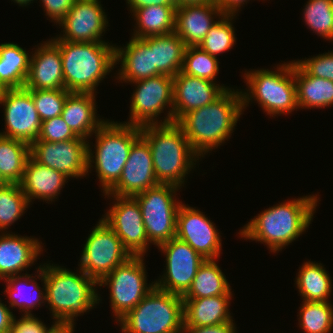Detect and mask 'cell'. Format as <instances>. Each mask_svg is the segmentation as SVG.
<instances>
[{
    "label": "cell",
    "instance_id": "f6af8a7d",
    "mask_svg": "<svg viewBox=\"0 0 333 333\" xmlns=\"http://www.w3.org/2000/svg\"><path fill=\"white\" fill-rule=\"evenodd\" d=\"M42 1L46 16L54 23L59 22L66 16L76 0H40Z\"/></svg>",
    "mask_w": 333,
    "mask_h": 333
},
{
    "label": "cell",
    "instance_id": "d6986e66",
    "mask_svg": "<svg viewBox=\"0 0 333 333\" xmlns=\"http://www.w3.org/2000/svg\"><path fill=\"white\" fill-rule=\"evenodd\" d=\"M159 185L153 168L151 149L140 137L129 152V157L119 180L106 192V195L131 196Z\"/></svg>",
    "mask_w": 333,
    "mask_h": 333
},
{
    "label": "cell",
    "instance_id": "9f6ffc18",
    "mask_svg": "<svg viewBox=\"0 0 333 333\" xmlns=\"http://www.w3.org/2000/svg\"><path fill=\"white\" fill-rule=\"evenodd\" d=\"M2 333H11V330H9V331H6V332H2Z\"/></svg>",
    "mask_w": 333,
    "mask_h": 333
},
{
    "label": "cell",
    "instance_id": "44dd1931",
    "mask_svg": "<svg viewBox=\"0 0 333 333\" xmlns=\"http://www.w3.org/2000/svg\"><path fill=\"white\" fill-rule=\"evenodd\" d=\"M41 44V45H40ZM31 52L27 90L65 89L59 47L51 40L40 43Z\"/></svg>",
    "mask_w": 333,
    "mask_h": 333
},
{
    "label": "cell",
    "instance_id": "8d00e7d4",
    "mask_svg": "<svg viewBox=\"0 0 333 333\" xmlns=\"http://www.w3.org/2000/svg\"><path fill=\"white\" fill-rule=\"evenodd\" d=\"M30 206L20 184L9 183L0 187V232L8 230Z\"/></svg>",
    "mask_w": 333,
    "mask_h": 333
},
{
    "label": "cell",
    "instance_id": "1f68e13d",
    "mask_svg": "<svg viewBox=\"0 0 333 333\" xmlns=\"http://www.w3.org/2000/svg\"><path fill=\"white\" fill-rule=\"evenodd\" d=\"M295 284L303 301L330 302L332 279L322 263L306 261L299 267Z\"/></svg>",
    "mask_w": 333,
    "mask_h": 333
},
{
    "label": "cell",
    "instance_id": "ab89813d",
    "mask_svg": "<svg viewBox=\"0 0 333 333\" xmlns=\"http://www.w3.org/2000/svg\"><path fill=\"white\" fill-rule=\"evenodd\" d=\"M219 58H216L199 46H188L185 50L181 72L190 76L216 82L219 72Z\"/></svg>",
    "mask_w": 333,
    "mask_h": 333
},
{
    "label": "cell",
    "instance_id": "3957f363",
    "mask_svg": "<svg viewBox=\"0 0 333 333\" xmlns=\"http://www.w3.org/2000/svg\"><path fill=\"white\" fill-rule=\"evenodd\" d=\"M78 269L76 273L57 264L42 265L47 308L58 325H75L76 317L102 301L95 287L98 282Z\"/></svg>",
    "mask_w": 333,
    "mask_h": 333
},
{
    "label": "cell",
    "instance_id": "d6a6232c",
    "mask_svg": "<svg viewBox=\"0 0 333 333\" xmlns=\"http://www.w3.org/2000/svg\"><path fill=\"white\" fill-rule=\"evenodd\" d=\"M187 46L175 33L150 37L154 66L164 75L174 77L182 70Z\"/></svg>",
    "mask_w": 333,
    "mask_h": 333
},
{
    "label": "cell",
    "instance_id": "4dcf8cb0",
    "mask_svg": "<svg viewBox=\"0 0 333 333\" xmlns=\"http://www.w3.org/2000/svg\"><path fill=\"white\" fill-rule=\"evenodd\" d=\"M28 51L15 43L0 44V83L5 89L24 88L29 73Z\"/></svg>",
    "mask_w": 333,
    "mask_h": 333
},
{
    "label": "cell",
    "instance_id": "7a4b0ae2",
    "mask_svg": "<svg viewBox=\"0 0 333 333\" xmlns=\"http://www.w3.org/2000/svg\"><path fill=\"white\" fill-rule=\"evenodd\" d=\"M243 114L239 89L226 90L213 103L192 110L176 123L181 127L192 149L203 157L230 139Z\"/></svg>",
    "mask_w": 333,
    "mask_h": 333
},
{
    "label": "cell",
    "instance_id": "277c9868",
    "mask_svg": "<svg viewBox=\"0 0 333 333\" xmlns=\"http://www.w3.org/2000/svg\"><path fill=\"white\" fill-rule=\"evenodd\" d=\"M141 137L151 149L158 183L184 187L186 175L201 157L192 149L181 127L176 122L144 125Z\"/></svg>",
    "mask_w": 333,
    "mask_h": 333
},
{
    "label": "cell",
    "instance_id": "5bb4252c",
    "mask_svg": "<svg viewBox=\"0 0 333 333\" xmlns=\"http://www.w3.org/2000/svg\"><path fill=\"white\" fill-rule=\"evenodd\" d=\"M166 257V269L155 287L183 296L190 288L199 266L206 260L177 237L158 246Z\"/></svg>",
    "mask_w": 333,
    "mask_h": 333
},
{
    "label": "cell",
    "instance_id": "9a60e30c",
    "mask_svg": "<svg viewBox=\"0 0 333 333\" xmlns=\"http://www.w3.org/2000/svg\"><path fill=\"white\" fill-rule=\"evenodd\" d=\"M30 156L69 178H83L88 174V140L82 137L61 142L34 141Z\"/></svg>",
    "mask_w": 333,
    "mask_h": 333
},
{
    "label": "cell",
    "instance_id": "74e56055",
    "mask_svg": "<svg viewBox=\"0 0 333 333\" xmlns=\"http://www.w3.org/2000/svg\"><path fill=\"white\" fill-rule=\"evenodd\" d=\"M235 15H223L211 27L203 41L198 45L203 51L217 58L218 54L232 49L236 43L233 19Z\"/></svg>",
    "mask_w": 333,
    "mask_h": 333
},
{
    "label": "cell",
    "instance_id": "c3c4849f",
    "mask_svg": "<svg viewBox=\"0 0 333 333\" xmlns=\"http://www.w3.org/2000/svg\"><path fill=\"white\" fill-rule=\"evenodd\" d=\"M128 8L132 13L135 9L148 6H176L175 0H126Z\"/></svg>",
    "mask_w": 333,
    "mask_h": 333
},
{
    "label": "cell",
    "instance_id": "836d02e7",
    "mask_svg": "<svg viewBox=\"0 0 333 333\" xmlns=\"http://www.w3.org/2000/svg\"><path fill=\"white\" fill-rule=\"evenodd\" d=\"M231 290L225 274L215 259H206L198 268L196 276L182 299H199L226 295Z\"/></svg>",
    "mask_w": 333,
    "mask_h": 333
},
{
    "label": "cell",
    "instance_id": "7dc6e473",
    "mask_svg": "<svg viewBox=\"0 0 333 333\" xmlns=\"http://www.w3.org/2000/svg\"><path fill=\"white\" fill-rule=\"evenodd\" d=\"M250 0H215L217 6L225 15H235Z\"/></svg>",
    "mask_w": 333,
    "mask_h": 333
},
{
    "label": "cell",
    "instance_id": "cb8c5ba5",
    "mask_svg": "<svg viewBox=\"0 0 333 333\" xmlns=\"http://www.w3.org/2000/svg\"><path fill=\"white\" fill-rule=\"evenodd\" d=\"M224 14L215 1L176 8L174 32L185 45L198 46L218 18ZM214 17L216 21L214 20Z\"/></svg>",
    "mask_w": 333,
    "mask_h": 333
},
{
    "label": "cell",
    "instance_id": "30bf717a",
    "mask_svg": "<svg viewBox=\"0 0 333 333\" xmlns=\"http://www.w3.org/2000/svg\"><path fill=\"white\" fill-rule=\"evenodd\" d=\"M144 256H131L126 262L105 275L98 286L110 289V308L116 322L137 306L155 287L154 282L147 284Z\"/></svg>",
    "mask_w": 333,
    "mask_h": 333
},
{
    "label": "cell",
    "instance_id": "d590c367",
    "mask_svg": "<svg viewBox=\"0 0 333 333\" xmlns=\"http://www.w3.org/2000/svg\"><path fill=\"white\" fill-rule=\"evenodd\" d=\"M299 327L304 333H331L333 329V304L330 302L302 301Z\"/></svg>",
    "mask_w": 333,
    "mask_h": 333
},
{
    "label": "cell",
    "instance_id": "9c48e42d",
    "mask_svg": "<svg viewBox=\"0 0 333 333\" xmlns=\"http://www.w3.org/2000/svg\"><path fill=\"white\" fill-rule=\"evenodd\" d=\"M179 189L172 184H159L134 196L141 209L148 241L157 247L176 237V217L182 204L176 199Z\"/></svg>",
    "mask_w": 333,
    "mask_h": 333
},
{
    "label": "cell",
    "instance_id": "7bdbcfd3",
    "mask_svg": "<svg viewBox=\"0 0 333 333\" xmlns=\"http://www.w3.org/2000/svg\"><path fill=\"white\" fill-rule=\"evenodd\" d=\"M296 62L311 76L333 81V51Z\"/></svg>",
    "mask_w": 333,
    "mask_h": 333
},
{
    "label": "cell",
    "instance_id": "52a82bcc",
    "mask_svg": "<svg viewBox=\"0 0 333 333\" xmlns=\"http://www.w3.org/2000/svg\"><path fill=\"white\" fill-rule=\"evenodd\" d=\"M276 70L258 69L244 73L246 91L241 90L243 112L249 102L257 101L262 110L273 118L299 109L294 78V60L284 62Z\"/></svg>",
    "mask_w": 333,
    "mask_h": 333
},
{
    "label": "cell",
    "instance_id": "ba28073f",
    "mask_svg": "<svg viewBox=\"0 0 333 333\" xmlns=\"http://www.w3.org/2000/svg\"><path fill=\"white\" fill-rule=\"evenodd\" d=\"M117 323L122 333H183L184 301L154 287Z\"/></svg>",
    "mask_w": 333,
    "mask_h": 333
},
{
    "label": "cell",
    "instance_id": "e0dca14e",
    "mask_svg": "<svg viewBox=\"0 0 333 333\" xmlns=\"http://www.w3.org/2000/svg\"><path fill=\"white\" fill-rule=\"evenodd\" d=\"M181 204L176 217V237L186 242L205 259H218L222 250L221 235L203 212Z\"/></svg>",
    "mask_w": 333,
    "mask_h": 333
},
{
    "label": "cell",
    "instance_id": "ee69618b",
    "mask_svg": "<svg viewBox=\"0 0 333 333\" xmlns=\"http://www.w3.org/2000/svg\"><path fill=\"white\" fill-rule=\"evenodd\" d=\"M34 316L21 315L20 319L14 317L11 333H51L58 325L56 322H53L51 327H47L41 319L39 320L38 317Z\"/></svg>",
    "mask_w": 333,
    "mask_h": 333
},
{
    "label": "cell",
    "instance_id": "83f0119b",
    "mask_svg": "<svg viewBox=\"0 0 333 333\" xmlns=\"http://www.w3.org/2000/svg\"><path fill=\"white\" fill-rule=\"evenodd\" d=\"M37 275L33 278L30 274L22 273V275H16L6 278V290L4 293L8 295L9 307H17L23 316H31L32 309L40 307L42 303L46 304V292H45V281L44 271L42 265L37 269ZM43 282L44 285L41 290L39 284L35 281L37 278ZM44 290V292H43Z\"/></svg>",
    "mask_w": 333,
    "mask_h": 333
},
{
    "label": "cell",
    "instance_id": "816d5d0a",
    "mask_svg": "<svg viewBox=\"0 0 333 333\" xmlns=\"http://www.w3.org/2000/svg\"><path fill=\"white\" fill-rule=\"evenodd\" d=\"M75 325H57L51 333H74Z\"/></svg>",
    "mask_w": 333,
    "mask_h": 333
},
{
    "label": "cell",
    "instance_id": "681fc988",
    "mask_svg": "<svg viewBox=\"0 0 333 333\" xmlns=\"http://www.w3.org/2000/svg\"><path fill=\"white\" fill-rule=\"evenodd\" d=\"M15 315L0 299V333L11 330Z\"/></svg>",
    "mask_w": 333,
    "mask_h": 333
},
{
    "label": "cell",
    "instance_id": "f1b7e54d",
    "mask_svg": "<svg viewBox=\"0 0 333 333\" xmlns=\"http://www.w3.org/2000/svg\"><path fill=\"white\" fill-rule=\"evenodd\" d=\"M294 78L299 109L333 107V81L309 75L295 60Z\"/></svg>",
    "mask_w": 333,
    "mask_h": 333
},
{
    "label": "cell",
    "instance_id": "f5cc1de1",
    "mask_svg": "<svg viewBox=\"0 0 333 333\" xmlns=\"http://www.w3.org/2000/svg\"><path fill=\"white\" fill-rule=\"evenodd\" d=\"M14 3H17L19 6L26 7L30 5L34 0H12ZM32 1V2H31Z\"/></svg>",
    "mask_w": 333,
    "mask_h": 333
},
{
    "label": "cell",
    "instance_id": "603a6c76",
    "mask_svg": "<svg viewBox=\"0 0 333 333\" xmlns=\"http://www.w3.org/2000/svg\"><path fill=\"white\" fill-rule=\"evenodd\" d=\"M117 62L121 64L117 73L120 82L132 83L162 74L154 66L150 37H131L125 46H115V65Z\"/></svg>",
    "mask_w": 333,
    "mask_h": 333
},
{
    "label": "cell",
    "instance_id": "4316f807",
    "mask_svg": "<svg viewBox=\"0 0 333 333\" xmlns=\"http://www.w3.org/2000/svg\"><path fill=\"white\" fill-rule=\"evenodd\" d=\"M232 295L230 290L226 295L183 299L184 326H213L233 320L229 311Z\"/></svg>",
    "mask_w": 333,
    "mask_h": 333
},
{
    "label": "cell",
    "instance_id": "ffe728a7",
    "mask_svg": "<svg viewBox=\"0 0 333 333\" xmlns=\"http://www.w3.org/2000/svg\"><path fill=\"white\" fill-rule=\"evenodd\" d=\"M228 89L231 88L224 84L219 85L180 71L173 77V122L192 110L213 103Z\"/></svg>",
    "mask_w": 333,
    "mask_h": 333
},
{
    "label": "cell",
    "instance_id": "d4e9b609",
    "mask_svg": "<svg viewBox=\"0 0 333 333\" xmlns=\"http://www.w3.org/2000/svg\"><path fill=\"white\" fill-rule=\"evenodd\" d=\"M69 179L62 172L42 165L29 156L19 184L29 204L32 203V199L49 203L58 198Z\"/></svg>",
    "mask_w": 333,
    "mask_h": 333
},
{
    "label": "cell",
    "instance_id": "f35d334b",
    "mask_svg": "<svg viewBox=\"0 0 333 333\" xmlns=\"http://www.w3.org/2000/svg\"><path fill=\"white\" fill-rule=\"evenodd\" d=\"M303 15L313 33L333 41V0H308Z\"/></svg>",
    "mask_w": 333,
    "mask_h": 333
},
{
    "label": "cell",
    "instance_id": "7402d4cb",
    "mask_svg": "<svg viewBox=\"0 0 333 333\" xmlns=\"http://www.w3.org/2000/svg\"><path fill=\"white\" fill-rule=\"evenodd\" d=\"M38 238L21 236L10 232L0 234V280L21 275L22 271L37 261L43 252Z\"/></svg>",
    "mask_w": 333,
    "mask_h": 333
},
{
    "label": "cell",
    "instance_id": "f907efd6",
    "mask_svg": "<svg viewBox=\"0 0 333 333\" xmlns=\"http://www.w3.org/2000/svg\"><path fill=\"white\" fill-rule=\"evenodd\" d=\"M212 1L215 0H175L177 7H181L184 5L205 4V3H210Z\"/></svg>",
    "mask_w": 333,
    "mask_h": 333
},
{
    "label": "cell",
    "instance_id": "484cf974",
    "mask_svg": "<svg viewBox=\"0 0 333 333\" xmlns=\"http://www.w3.org/2000/svg\"><path fill=\"white\" fill-rule=\"evenodd\" d=\"M94 93L71 92L64 103L61 116L78 136L89 139L106 121L97 117Z\"/></svg>",
    "mask_w": 333,
    "mask_h": 333
},
{
    "label": "cell",
    "instance_id": "e575fe53",
    "mask_svg": "<svg viewBox=\"0 0 333 333\" xmlns=\"http://www.w3.org/2000/svg\"><path fill=\"white\" fill-rule=\"evenodd\" d=\"M29 156V144L0 135V172L9 183L21 182Z\"/></svg>",
    "mask_w": 333,
    "mask_h": 333
},
{
    "label": "cell",
    "instance_id": "ac0fdd59",
    "mask_svg": "<svg viewBox=\"0 0 333 333\" xmlns=\"http://www.w3.org/2000/svg\"><path fill=\"white\" fill-rule=\"evenodd\" d=\"M100 0H76L59 22L63 34L51 39L72 42H105L102 36L108 27L107 15Z\"/></svg>",
    "mask_w": 333,
    "mask_h": 333
},
{
    "label": "cell",
    "instance_id": "5b68a950",
    "mask_svg": "<svg viewBox=\"0 0 333 333\" xmlns=\"http://www.w3.org/2000/svg\"><path fill=\"white\" fill-rule=\"evenodd\" d=\"M51 40L60 49L65 89L96 94V87L115 67L116 44Z\"/></svg>",
    "mask_w": 333,
    "mask_h": 333
},
{
    "label": "cell",
    "instance_id": "60d3db41",
    "mask_svg": "<svg viewBox=\"0 0 333 333\" xmlns=\"http://www.w3.org/2000/svg\"><path fill=\"white\" fill-rule=\"evenodd\" d=\"M28 91L32 95L41 122L61 115L67 96L71 93L66 89Z\"/></svg>",
    "mask_w": 333,
    "mask_h": 333
},
{
    "label": "cell",
    "instance_id": "6da1fadb",
    "mask_svg": "<svg viewBox=\"0 0 333 333\" xmlns=\"http://www.w3.org/2000/svg\"><path fill=\"white\" fill-rule=\"evenodd\" d=\"M319 195H306L269 207L239 230L241 238L265 243L271 252L278 253L294 242L314 218Z\"/></svg>",
    "mask_w": 333,
    "mask_h": 333
},
{
    "label": "cell",
    "instance_id": "b9f144b4",
    "mask_svg": "<svg viewBox=\"0 0 333 333\" xmlns=\"http://www.w3.org/2000/svg\"><path fill=\"white\" fill-rule=\"evenodd\" d=\"M76 138L78 136L59 115L41 122L39 137L36 141L61 142Z\"/></svg>",
    "mask_w": 333,
    "mask_h": 333
},
{
    "label": "cell",
    "instance_id": "bcb514c9",
    "mask_svg": "<svg viewBox=\"0 0 333 333\" xmlns=\"http://www.w3.org/2000/svg\"><path fill=\"white\" fill-rule=\"evenodd\" d=\"M233 321L213 326H184L183 333H237Z\"/></svg>",
    "mask_w": 333,
    "mask_h": 333
},
{
    "label": "cell",
    "instance_id": "8fae6325",
    "mask_svg": "<svg viewBox=\"0 0 333 333\" xmlns=\"http://www.w3.org/2000/svg\"><path fill=\"white\" fill-rule=\"evenodd\" d=\"M132 84H135V90L130 97V116L123 123L142 127L173 122V77L161 74ZM166 109L169 110L166 117L159 121Z\"/></svg>",
    "mask_w": 333,
    "mask_h": 333
},
{
    "label": "cell",
    "instance_id": "7c38bea8",
    "mask_svg": "<svg viewBox=\"0 0 333 333\" xmlns=\"http://www.w3.org/2000/svg\"><path fill=\"white\" fill-rule=\"evenodd\" d=\"M85 242L78 266L97 282L132 256L102 219L92 228Z\"/></svg>",
    "mask_w": 333,
    "mask_h": 333
},
{
    "label": "cell",
    "instance_id": "11a10c76",
    "mask_svg": "<svg viewBox=\"0 0 333 333\" xmlns=\"http://www.w3.org/2000/svg\"><path fill=\"white\" fill-rule=\"evenodd\" d=\"M5 88L2 86V84L0 83V98L4 95L5 92Z\"/></svg>",
    "mask_w": 333,
    "mask_h": 333
},
{
    "label": "cell",
    "instance_id": "2e32d148",
    "mask_svg": "<svg viewBox=\"0 0 333 333\" xmlns=\"http://www.w3.org/2000/svg\"><path fill=\"white\" fill-rule=\"evenodd\" d=\"M0 105L4 106L5 119V131L0 135L29 145L38 140L41 120L27 89H6L0 98Z\"/></svg>",
    "mask_w": 333,
    "mask_h": 333
},
{
    "label": "cell",
    "instance_id": "f546056e",
    "mask_svg": "<svg viewBox=\"0 0 333 333\" xmlns=\"http://www.w3.org/2000/svg\"><path fill=\"white\" fill-rule=\"evenodd\" d=\"M177 6H148L135 9L132 13L135 25L132 37L146 38L174 32Z\"/></svg>",
    "mask_w": 333,
    "mask_h": 333
},
{
    "label": "cell",
    "instance_id": "8992f818",
    "mask_svg": "<svg viewBox=\"0 0 333 333\" xmlns=\"http://www.w3.org/2000/svg\"><path fill=\"white\" fill-rule=\"evenodd\" d=\"M94 133L95 152L88 140L87 168L89 172L95 167L104 194L119 180L132 145L141 137V127L107 119Z\"/></svg>",
    "mask_w": 333,
    "mask_h": 333
},
{
    "label": "cell",
    "instance_id": "db71d44e",
    "mask_svg": "<svg viewBox=\"0 0 333 333\" xmlns=\"http://www.w3.org/2000/svg\"><path fill=\"white\" fill-rule=\"evenodd\" d=\"M9 184V182L2 176L0 172V187Z\"/></svg>",
    "mask_w": 333,
    "mask_h": 333
},
{
    "label": "cell",
    "instance_id": "4fadbf2b",
    "mask_svg": "<svg viewBox=\"0 0 333 333\" xmlns=\"http://www.w3.org/2000/svg\"><path fill=\"white\" fill-rule=\"evenodd\" d=\"M107 197L113 199L114 204L102 216V221L116 233L132 256H145L150 243L136 198L117 195Z\"/></svg>",
    "mask_w": 333,
    "mask_h": 333
}]
</instances>
